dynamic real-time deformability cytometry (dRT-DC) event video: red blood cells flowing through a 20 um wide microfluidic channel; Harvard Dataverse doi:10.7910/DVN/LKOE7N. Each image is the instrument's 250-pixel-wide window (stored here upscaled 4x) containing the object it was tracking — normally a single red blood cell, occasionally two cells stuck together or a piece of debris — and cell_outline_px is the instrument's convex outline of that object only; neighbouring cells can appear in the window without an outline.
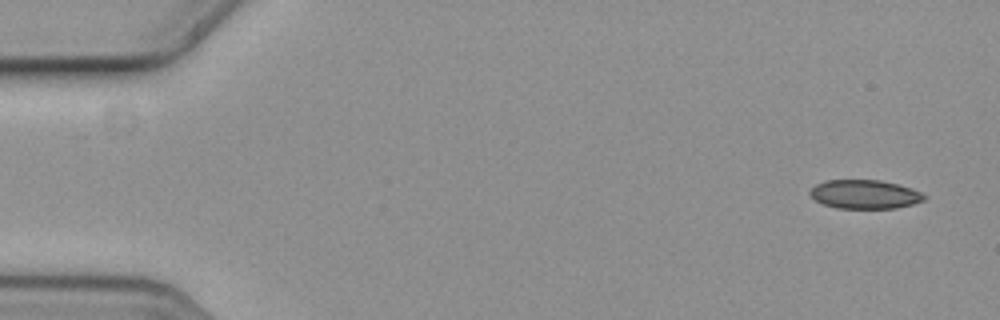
{"species": "common noctule bat (a hibernating species)", "species_latin": "Nyctalus noctula", "temperature_condition": "cold", "stored_images_in_passage": 5, "camera_frame_rate_fps": 3000, "um_per_image_px": 0.085, "animal": {"sex": "female", "body_mass_g": 19.3, "forearm_length_mm": 54.1}, "frame": {"image": 1, "passage_image": 1, "time_ms": 0.0, "image_size_px": [1000, 320], "cell_outline_px": [[924, 200], [912, 204], [896, 208], [836, 208], [824, 204], [816, 200], [808, 192], [816, 184], [824, 180], [880, 180], [912, 188], [920, 192], [924, 196]], "centroid_in_image_um": [73.48, 16.51], "position_along_channel_um": 11.5, "area_um2": 19.02}}
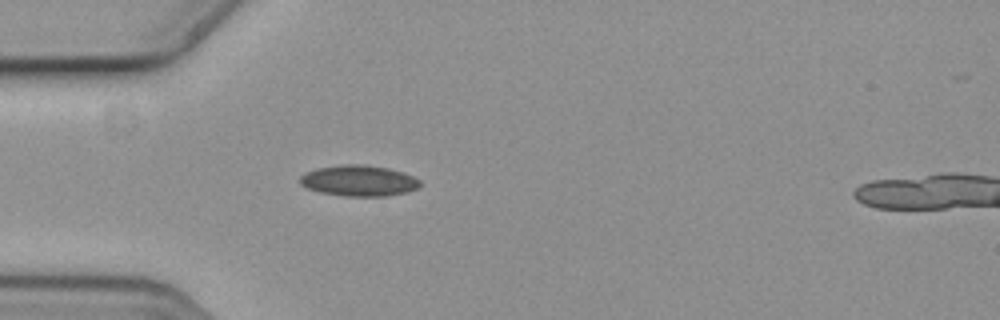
{"frame": {"image": 2, "passage_image": 5, "time_ms": 1.333, "image_size_px": [1000, 320], "cell_outline_px": [[420, 188], [408, 192], [388, 196], [344, 196], [320, 192], [308, 188], [300, 184], [300, 176], [304, 172], [316, 168], [344, 164], [364, 164], [388, 168], [404, 172], [420, 180]], "centroid_in_image_um": [30.52, 15.36], "position_along_channel_um": 54.5, "area_um2": 21.85}}